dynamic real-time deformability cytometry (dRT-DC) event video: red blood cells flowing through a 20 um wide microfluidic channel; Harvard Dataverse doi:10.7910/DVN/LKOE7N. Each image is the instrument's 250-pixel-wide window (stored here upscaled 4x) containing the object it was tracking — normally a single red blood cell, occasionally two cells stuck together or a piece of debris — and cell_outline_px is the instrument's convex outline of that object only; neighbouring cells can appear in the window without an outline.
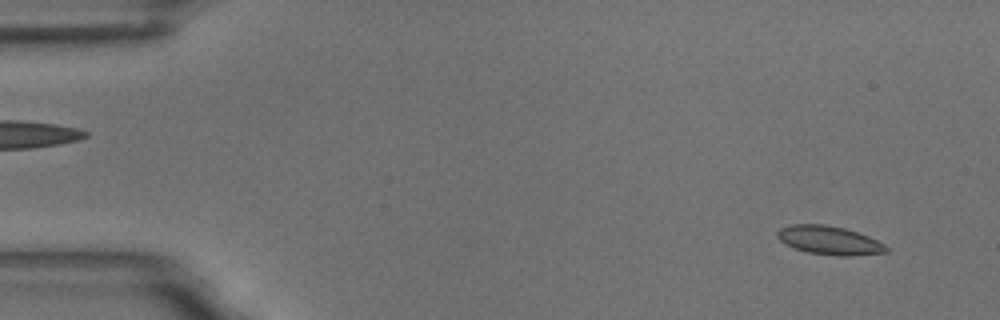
{"species": "common noctule bat (a hibernating species)", "species_latin": "Nyctalus noctula", "temperature_condition": "room temperature", "stored_images_in_passage": 55, "camera_frame_rate_fps": 3000, "um_per_image_px": 0.085, "animal": {"sex": "male", "body_mass_g": 18.8}, "frame": {"image": 1, "passage_image": 4, "time_ms": 1.0, "image_size_px": [1000, 320], "cell_outline_px": [[888, 252], [848, 256], [836, 256], [808, 252], [784, 244], [776, 236], [776, 232], [780, 228], [788, 224], [824, 224], [844, 228], [868, 236], [884, 244], [888, 248]], "centroid_in_image_um": [70.45, 20.42], "position_along_channel_um": 14.5, "area_um2": 18.15}}
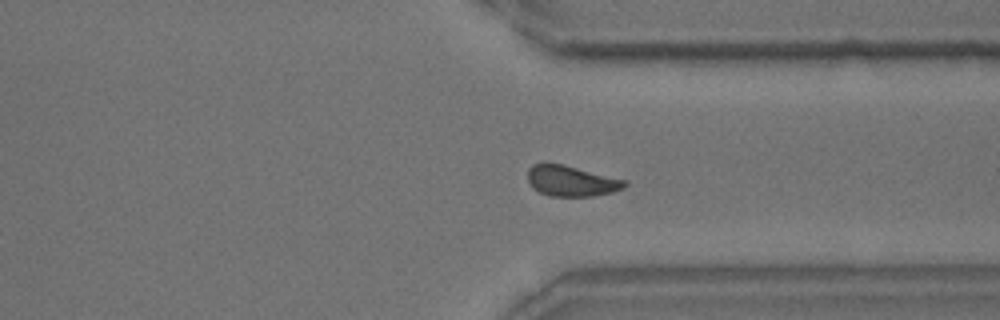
{"frame": {"image": 2, "passage_image": 42, "time_ms": 13.667, "image_size_px": [1000, 320], "cell_outline_px": [[628, 184], [624, 188], [612, 192], [592, 196], [552, 196], [540, 192], [532, 188], [528, 180], [528, 168], [532, 164], [544, 160], [564, 164], [628, 180]], "centroid_in_image_um": [48.54, 15.34], "position_along_channel_um": 362.9, "area_um2": 17.86}}
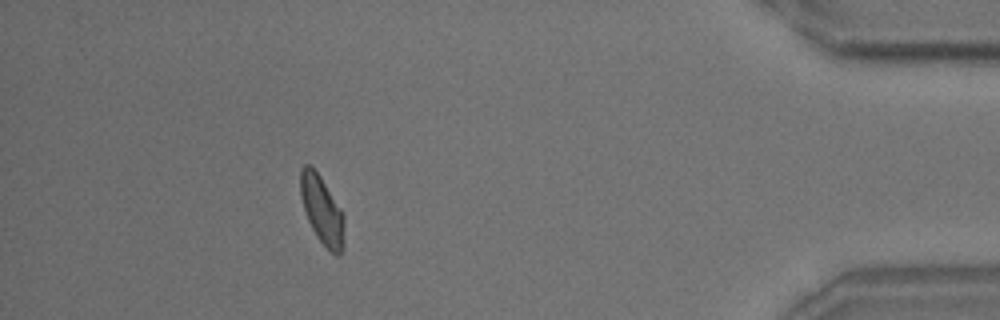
{"frame": {"image": 3, "passage_image": 50, "time_ms": 16.333, "image_size_px": [1000, 320], "cell_outline_px": [[344, 248], [340, 256], [336, 256], [316, 236], [308, 220], [300, 196], [300, 168], [304, 164], [308, 164], [320, 176], [344, 212]], "centroid_in_image_um": [27.39, 17.87], "position_along_channel_um": 407.8, "area_um2": 17.51}, "authors_computed_cell_mechanics": {"area_um2": 17.7446, "velocity_mm_per_s": 3.6348, "shape_relaxation_time_tau1_ms": 2.3777, "shape_relaxation_time_tau2_ms": 1.8132, "deformation_change_tau1": 0.0845, "deformation_change_tau2": 0.0664}}